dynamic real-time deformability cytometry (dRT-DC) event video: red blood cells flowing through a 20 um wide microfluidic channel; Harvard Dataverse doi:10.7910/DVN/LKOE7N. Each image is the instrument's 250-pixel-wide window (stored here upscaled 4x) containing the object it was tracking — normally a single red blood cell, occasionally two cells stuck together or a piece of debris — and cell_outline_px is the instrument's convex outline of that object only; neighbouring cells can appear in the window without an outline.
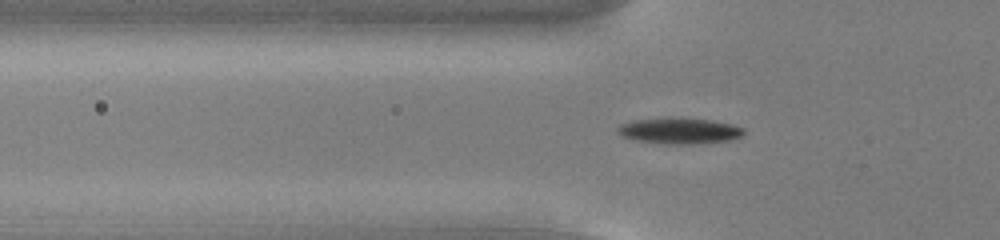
{"species": "common noctule bat (a hibernating species)", "species_latin": "Nyctalus noctula", "temperature_condition": "cold", "stored_images_in_passage": 55, "camera_frame_rate_fps": 3000, "um_per_image_px": 0.085, "animal": {"sex": "male", "body_mass_g": 13.0, "forearm_length_mm": 53.1}, "frame": {"image": 1, "passage_image": 19, "time_ms": 6.0, "image_size_px": [1000, 240], "cell_outline_px": [[744, 136], [728, 140], [696, 144], [664, 144], [636, 140], [620, 136], [616, 132], [616, 128], [620, 124], [636, 120], [712, 120], [732, 124], [744, 128]], "centroid_in_image_um": [57.76, 11.17], "position_along_channel_um": 68.0, "area_um2": 18.44}}
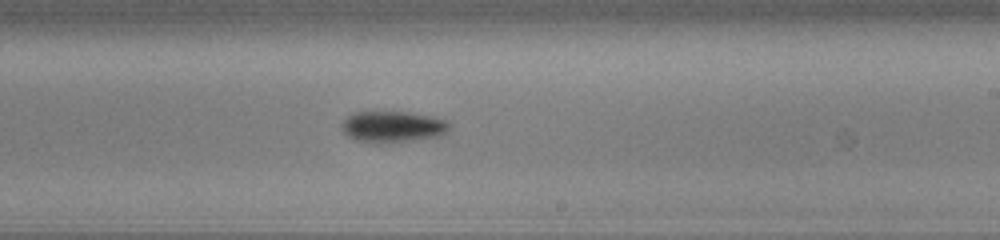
{"frame": {"image": 2, "passage_image": 34, "time_ms": 11.0, "image_size_px": [1000, 240], "cell_outline_px": [[448, 128], [440, 136], [412, 140], [376, 144], [372, 144], [356, 140], [348, 136], [340, 128], [344, 120], [352, 112], [408, 112], [432, 116], [444, 120], [448, 124]], "centroid_in_image_um": [33.31, 10.78], "position_along_channel_um": 255.7, "area_um2": 19.54}}
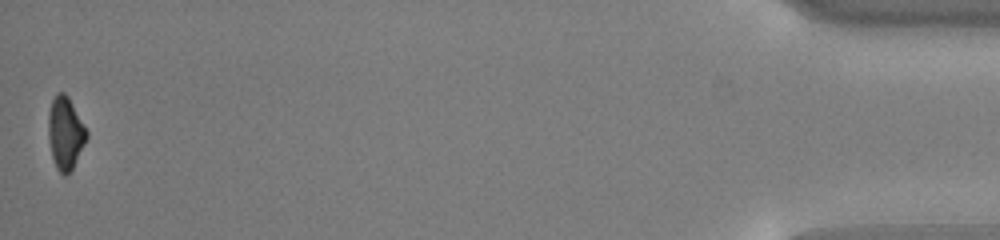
{"frame": {"image": 3, "passage_image": 55, "time_ms": 18.0, "image_size_px": [1000, 240], "cell_outline_px": [[88, 136], [72, 168], [64, 176], [56, 168], [52, 156], [48, 136], [48, 112], [52, 100], [56, 92], [64, 92], [68, 96], [88, 132]], "centroid_in_image_um": [5.54, 11.27], "position_along_channel_um": 429.7, "area_um2": 16.01}, "authors_computed_cell_mechanics": {"area_um2": 17.1088, "velocity_mm_per_s": 3.7875, "shape_relaxation_time_tau1_ms": 2.0473, "shape_relaxation_time_tau2_ms": null, "deformation_change_tau1": 0.114, "deformation_change_tau2": null}}